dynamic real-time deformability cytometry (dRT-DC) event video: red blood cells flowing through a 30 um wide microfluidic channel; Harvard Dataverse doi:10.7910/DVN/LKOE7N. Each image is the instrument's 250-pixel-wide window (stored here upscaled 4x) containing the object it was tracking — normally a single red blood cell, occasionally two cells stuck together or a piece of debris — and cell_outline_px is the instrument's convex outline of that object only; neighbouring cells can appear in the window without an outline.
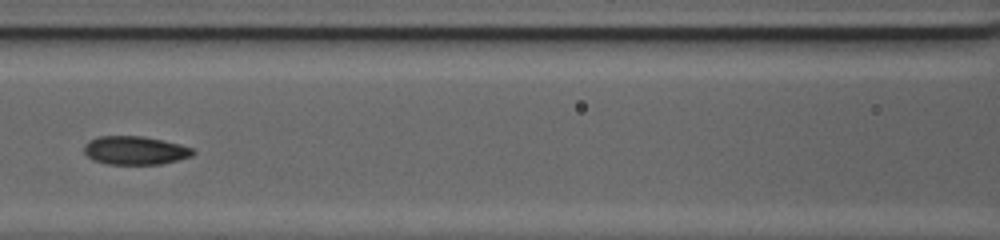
{"species": "common noctule bat (a hibernating species)", "species_latin": "Nyctalus noctula", "temperature_condition": "cold", "stored_images_in_passage": 46, "segment_of_instrument_passage": [2, 2], "camera_frame_rate_fps": 3000, "um_per_image_px": 0.085, "animal": {"sex": "female", "body_mass_g": 20.0, "forearm_length_mm": 54.0}, "frame": {"image": 1, "passage_image": 21, "time_ms": 6.667, "image_size_px": [1000, 240], "cell_outline_px": [[196, 152], [192, 156], [160, 164], [104, 164], [92, 160], [84, 152], [84, 144], [88, 140], [96, 136], [144, 136], [164, 140], [196, 148]], "centroid_in_image_um": [11.48, 12.77], "position_along_channel_um": 155.1, "area_um2": 18.38}}
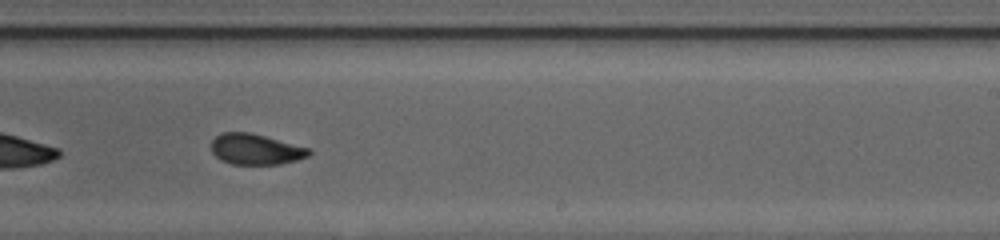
{"frame": {"image": 2, "passage_image": 29, "time_ms": 9.333, "image_size_px": [1000, 240], "cell_outline_px": [[312, 152], [308, 156], [296, 160], [280, 164], [232, 164], [220, 160], [212, 152], [212, 140], [220, 132], [248, 132], [312, 148]], "centroid_in_image_um": [21.74, 12.68], "position_along_channel_um": 267.3, "area_um2": 17.51}}
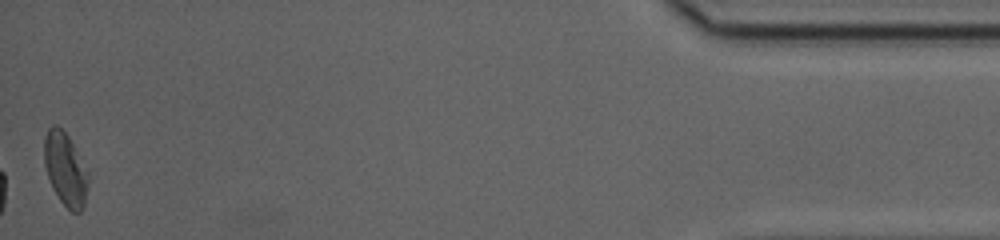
{"frame": {"image": 3, "passage_image": 46, "time_ms": 15.0, "image_size_px": [1000, 240], "cell_outline_px": [[88, 184], [84, 208], [80, 212], [72, 212], [60, 200], [52, 188], [44, 164], [44, 136], [48, 128], [52, 124], [56, 124], [68, 136], [88, 172]], "centroid_in_image_um": [5.55, 14.38], "position_along_channel_um": 429.7, "area_um2": 18.67}}